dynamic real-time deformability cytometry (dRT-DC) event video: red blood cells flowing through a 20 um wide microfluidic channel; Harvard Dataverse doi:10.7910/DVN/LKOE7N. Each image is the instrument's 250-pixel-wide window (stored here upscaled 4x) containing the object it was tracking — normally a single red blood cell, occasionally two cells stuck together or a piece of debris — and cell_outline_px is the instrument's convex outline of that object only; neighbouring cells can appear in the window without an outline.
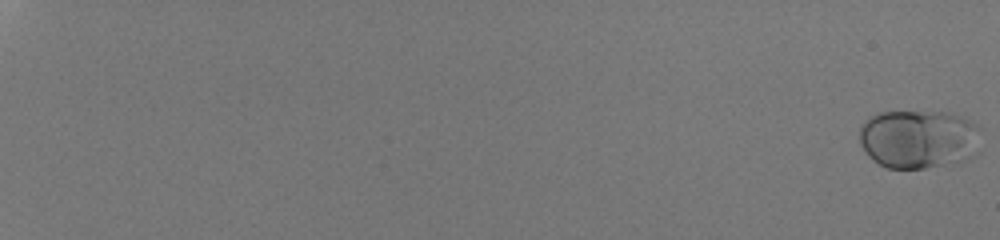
{"species": "human", "species_latin": "Homo sapiens", "temperature_condition": "room temperature", "stored_images_in_passage": 55, "camera_frame_rate_fps": 3000, "um_per_image_px": 0.085, "donor": {"sex": "male"}, "frame": {"image": 1, "passage_image": 1, "time_ms": 0.0, "image_size_px": [1000, 240], "cell_outline_px": [[980, 152], [964, 160], [924, 168], [888, 168], [872, 160], [868, 156], [860, 144], [860, 124], [868, 116], [880, 112], [948, 112], [964, 116], [980, 124]], "centroid_in_image_um": [78.12, 11.79], "position_along_channel_um": 6.9, "area_um2": 42.43}}
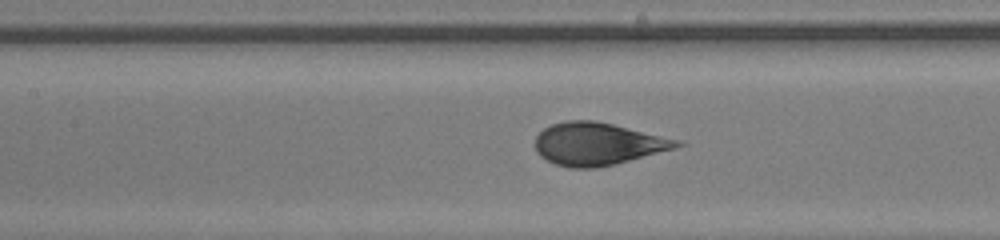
{"frame": {"image": 2, "passage_image": 32, "time_ms": 10.333, "image_size_px": [1000, 240], "cell_outline_px": [[688, 144], [676, 148], [616, 164], [596, 168], [572, 168], [556, 164], [540, 156], [536, 152], [536, 136], [544, 128], [552, 124], [564, 120], [592, 120], [612, 124], [680, 140]], "centroid_in_image_um": [50.82, 12.23], "position_along_channel_um": 156.6, "area_um2": 35.08}}
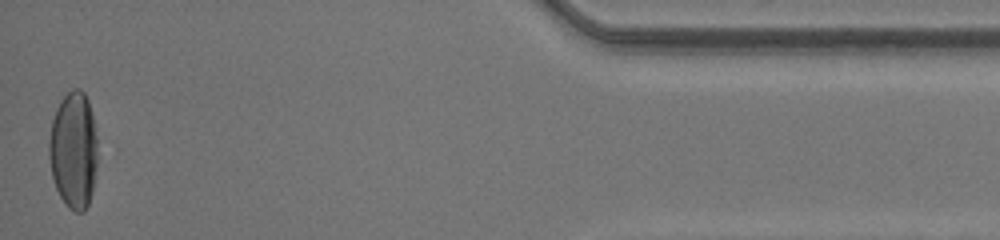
{"frame": {"image": 3, "passage_image": 55, "time_ms": 18.0, "image_size_px": [1000, 240], "cell_outline_px": [[96, 164], [92, 192], [88, 204], [84, 212], [76, 212], [68, 208], [60, 196], [56, 188], [52, 176], [48, 156], [48, 140], [52, 120], [56, 108], [60, 100], [72, 88], [80, 88], [84, 92], [88, 100], [92, 116], [96, 136]], "centroid_in_image_um": [6.22, 12.75], "position_along_channel_um": 429.0, "area_um2": 33.12}, "authors_computed_cell_mechanics": {"area_um2": 35.8938, "velocity_mm_per_s": 4.2501, "shape_relaxation_time_tau1_ms": 4.0914, "shape_relaxation_time_tau2_ms": null, "deformation_change_tau1": 0.1848, "deformation_change_tau2": null}}